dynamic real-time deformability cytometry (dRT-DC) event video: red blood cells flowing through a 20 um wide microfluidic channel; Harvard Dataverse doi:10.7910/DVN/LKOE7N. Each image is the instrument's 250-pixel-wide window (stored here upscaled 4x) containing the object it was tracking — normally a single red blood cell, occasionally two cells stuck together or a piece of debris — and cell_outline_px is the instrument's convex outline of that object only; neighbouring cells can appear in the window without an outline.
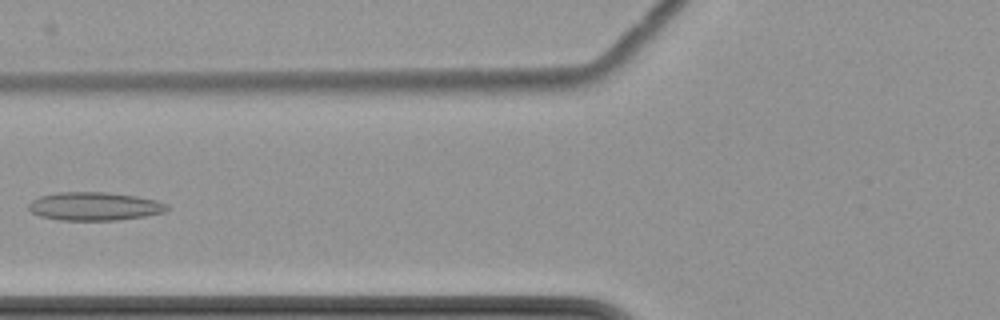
{"species": "common noctule bat (a hibernating species)", "species_latin": "Nyctalus noctula", "temperature_condition": "cold", "stored_images_in_passage": 9, "camera_frame_rate_fps": 3000, "um_per_image_px": 0.085, "animal": {"sex": "female", "body_mass_g": 22.7, "forearm_length_mm": 54.2}, "frame": {"image": 1, "passage_image": 7, "time_ms": 7.333, "image_size_px": [1000, 320], "cell_outline_px": [[172, 208], [164, 212], [144, 216], [116, 220], [60, 220], [40, 216], [32, 212], [28, 208], [28, 204], [32, 200], [40, 196], [56, 192], [104, 192], [136, 196], [156, 200], [168, 204]], "centroid_in_image_um": [8.04, 17.53], "position_along_channel_um": 117.8, "area_um2": 22.89}}
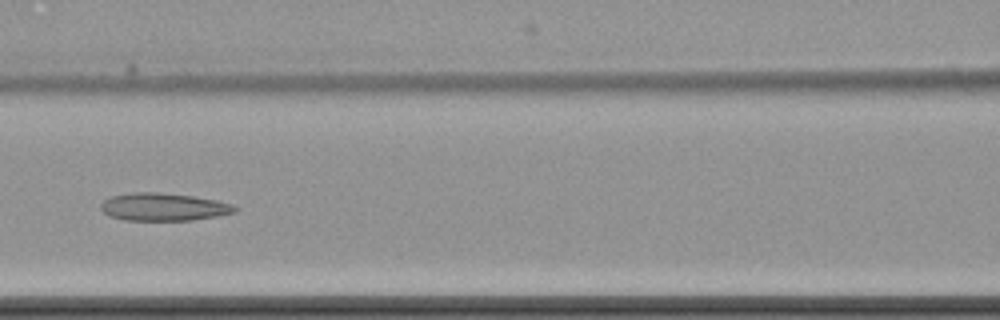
{"frame": {"image": 2, "passage_image": 8, "time_ms": 8.333, "image_size_px": [1000, 320], "cell_outline_px": [[236, 212], [216, 216], [192, 220], [124, 220], [108, 216], [100, 208], [100, 204], [104, 200], [112, 196], [132, 192], [160, 192], [192, 196], [216, 200], [232, 204], [236, 208]], "centroid_in_image_um": [13.87, 17.59], "position_along_channel_um": 152.7, "area_um2": 21.62}}
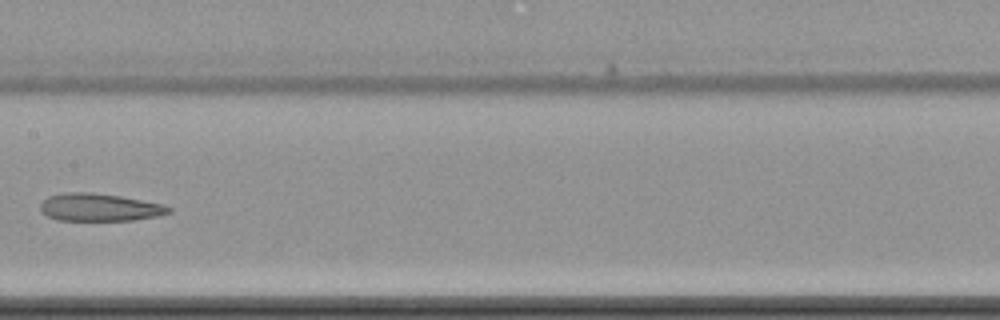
{"frame": {"image": 3, "passage_image": 9, "time_ms": 9.667, "image_size_px": [1000, 320], "cell_outline_px": [[172, 212], [156, 216], [132, 220], [56, 220], [40, 212], [40, 204], [48, 196], [64, 192], [92, 192], [120, 196], [164, 204], [172, 208]], "centroid_in_image_um": [8.44, 17.61], "position_along_channel_um": 199.0, "area_um2": 20.75}}